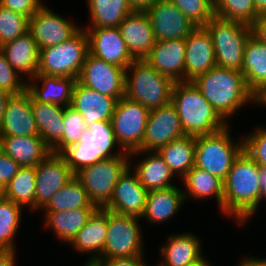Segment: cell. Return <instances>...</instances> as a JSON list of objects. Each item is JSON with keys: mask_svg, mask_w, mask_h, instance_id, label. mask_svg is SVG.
<instances>
[{"mask_svg": "<svg viewBox=\"0 0 266 266\" xmlns=\"http://www.w3.org/2000/svg\"><path fill=\"white\" fill-rule=\"evenodd\" d=\"M185 201L215 198L217 208L223 213L224 182L209 172L193 167L182 179Z\"/></svg>", "mask_w": 266, "mask_h": 266, "instance_id": "obj_32", "label": "cell"}, {"mask_svg": "<svg viewBox=\"0 0 266 266\" xmlns=\"http://www.w3.org/2000/svg\"><path fill=\"white\" fill-rule=\"evenodd\" d=\"M255 9L259 15L266 13V0H253Z\"/></svg>", "mask_w": 266, "mask_h": 266, "instance_id": "obj_54", "label": "cell"}, {"mask_svg": "<svg viewBox=\"0 0 266 266\" xmlns=\"http://www.w3.org/2000/svg\"><path fill=\"white\" fill-rule=\"evenodd\" d=\"M0 136H39L32 112L31 96L26 90L11 95L7 100L0 124Z\"/></svg>", "mask_w": 266, "mask_h": 266, "instance_id": "obj_20", "label": "cell"}, {"mask_svg": "<svg viewBox=\"0 0 266 266\" xmlns=\"http://www.w3.org/2000/svg\"><path fill=\"white\" fill-rule=\"evenodd\" d=\"M204 27L208 30L212 39L216 65L241 72L245 45L248 38L253 34L252 27L238 21L225 20L216 16Z\"/></svg>", "mask_w": 266, "mask_h": 266, "instance_id": "obj_8", "label": "cell"}, {"mask_svg": "<svg viewBox=\"0 0 266 266\" xmlns=\"http://www.w3.org/2000/svg\"><path fill=\"white\" fill-rule=\"evenodd\" d=\"M77 208H98L90 200L80 180L74 176L59 189L41 209L43 212L68 211Z\"/></svg>", "mask_w": 266, "mask_h": 266, "instance_id": "obj_38", "label": "cell"}, {"mask_svg": "<svg viewBox=\"0 0 266 266\" xmlns=\"http://www.w3.org/2000/svg\"><path fill=\"white\" fill-rule=\"evenodd\" d=\"M87 8L91 19L85 27H118L133 12L127 0H87Z\"/></svg>", "mask_w": 266, "mask_h": 266, "instance_id": "obj_36", "label": "cell"}, {"mask_svg": "<svg viewBox=\"0 0 266 266\" xmlns=\"http://www.w3.org/2000/svg\"><path fill=\"white\" fill-rule=\"evenodd\" d=\"M146 13L156 41L185 39L194 25L170 0H159Z\"/></svg>", "mask_w": 266, "mask_h": 266, "instance_id": "obj_16", "label": "cell"}, {"mask_svg": "<svg viewBox=\"0 0 266 266\" xmlns=\"http://www.w3.org/2000/svg\"><path fill=\"white\" fill-rule=\"evenodd\" d=\"M251 27L253 35L266 44V13L259 15Z\"/></svg>", "mask_w": 266, "mask_h": 266, "instance_id": "obj_49", "label": "cell"}, {"mask_svg": "<svg viewBox=\"0 0 266 266\" xmlns=\"http://www.w3.org/2000/svg\"><path fill=\"white\" fill-rule=\"evenodd\" d=\"M264 200H266V171H264Z\"/></svg>", "mask_w": 266, "mask_h": 266, "instance_id": "obj_58", "label": "cell"}, {"mask_svg": "<svg viewBox=\"0 0 266 266\" xmlns=\"http://www.w3.org/2000/svg\"><path fill=\"white\" fill-rule=\"evenodd\" d=\"M230 126L213 134L195 137L194 167L226 180L234 160L243 151V137L232 139Z\"/></svg>", "mask_w": 266, "mask_h": 266, "instance_id": "obj_6", "label": "cell"}, {"mask_svg": "<svg viewBox=\"0 0 266 266\" xmlns=\"http://www.w3.org/2000/svg\"><path fill=\"white\" fill-rule=\"evenodd\" d=\"M140 220V217L107 210V238L99 258L144 256L145 243Z\"/></svg>", "mask_w": 266, "mask_h": 266, "instance_id": "obj_9", "label": "cell"}, {"mask_svg": "<svg viewBox=\"0 0 266 266\" xmlns=\"http://www.w3.org/2000/svg\"><path fill=\"white\" fill-rule=\"evenodd\" d=\"M80 28L81 26L54 12L47 4L29 19V31L39 50L65 42Z\"/></svg>", "mask_w": 266, "mask_h": 266, "instance_id": "obj_13", "label": "cell"}, {"mask_svg": "<svg viewBox=\"0 0 266 266\" xmlns=\"http://www.w3.org/2000/svg\"><path fill=\"white\" fill-rule=\"evenodd\" d=\"M185 41V81H192L217 66L215 50L204 26H197Z\"/></svg>", "mask_w": 266, "mask_h": 266, "instance_id": "obj_19", "label": "cell"}, {"mask_svg": "<svg viewBox=\"0 0 266 266\" xmlns=\"http://www.w3.org/2000/svg\"><path fill=\"white\" fill-rule=\"evenodd\" d=\"M107 238V209L98 208L69 245L80 254H90L83 266L92 265L103 253Z\"/></svg>", "mask_w": 266, "mask_h": 266, "instance_id": "obj_26", "label": "cell"}, {"mask_svg": "<svg viewBox=\"0 0 266 266\" xmlns=\"http://www.w3.org/2000/svg\"><path fill=\"white\" fill-rule=\"evenodd\" d=\"M118 146V149L115 146ZM119 150V151H114ZM60 155L71 171L76 174L82 168L102 159L118 155H129L118 144L111 121H95L87 126L78 143L70 145Z\"/></svg>", "mask_w": 266, "mask_h": 266, "instance_id": "obj_4", "label": "cell"}, {"mask_svg": "<svg viewBox=\"0 0 266 266\" xmlns=\"http://www.w3.org/2000/svg\"><path fill=\"white\" fill-rule=\"evenodd\" d=\"M118 29L135 60L144 59L156 43L151 21L146 12L133 11L123 19Z\"/></svg>", "mask_w": 266, "mask_h": 266, "instance_id": "obj_22", "label": "cell"}, {"mask_svg": "<svg viewBox=\"0 0 266 266\" xmlns=\"http://www.w3.org/2000/svg\"><path fill=\"white\" fill-rule=\"evenodd\" d=\"M0 50L22 78L31 80L37 74L39 49L29 30L15 40L0 46Z\"/></svg>", "mask_w": 266, "mask_h": 266, "instance_id": "obj_28", "label": "cell"}, {"mask_svg": "<svg viewBox=\"0 0 266 266\" xmlns=\"http://www.w3.org/2000/svg\"><path fill=\"white\" fill-rule=\"evenodd\" d=\"M88 53V36L81 27L65 42L39 50L37 74L78 79Z\"/></svg>", "mask_w": 266, "mask_h": 266, "instance_id": "obj_7", "label": "cell"}, {"mask_svg": "<svg viewBox=\"0 0 266 266\" xmlns=\"http://www.w3.org/2000/svg\"><path fill=\"white\" fill-rule=\"evenodd\" d=\"M174 81L145 60H134L125 72V96L149 111L171 102Z\"/></svg>", "mask_w": 266, "mask_h": 266, "instance_id": "obj_5", "label": "cell"}, {"mask_svg": "<svg viewBox=\"0 0 266 266\" xmlns=\"http://www.w3.org/2000/svg\"><path fill=\"white\" fill-rule=\"evenodd\" d=\"M148 191L129 166L117 181L110 201L103 207L111 212L140 217L147 202Z\"/></svg>", "mask_w": 266, "mask_h": 266, "instance_id": "obj_17", "label": "cell"}, {"mask_svg": "<svg viewBox=\"0 0 266 266\" xmlns=\"http://www.w3.org/2000/svg\"><path fill=\"white\" fill-rule=\"evenodd\" d=\"M35 169V212H40L53 195L66 185L75 174L60 154H54L52 152Z\"/></svg>", "mask_w": 266, "mask_h": 266, "instance_id": "obj_15", "label": "cell"}, {"mask_svg": "<svg viewBox=\"0 0 266 266\" xmlns=\"http://www.w3.org/2000/svg\"><path fill=\"white\" fill-rule=\"evenodd\" d=\"M17 250H0V266H17L16 252Z\"/></svg>", "mask_w": 266, "mask_h": 266, "instance_id": "obj_51", "label": "cell"}, {"mask_svg": "<svg viewBox=\"0 0 266 266\" xmlns=\"http://www.w3.org/2000/svg\"><path fill=\"white\" fill-rule=\"evenodd\" d=\"M63 122V138L61 142L52 150L54 154H60L70 145L78 143L82 133L87 130V125L83 121V116L71 106L65 107Z\"/></svg>", "mask_w": 266, "mask_h": 266, "instance_id": "obj_42", "label": "cell"}, {"mask_svg": "<svg viewBox=\"0 0 266 266\" xmlns=\"http://www.w3.org/2000/svg\"><path fill=\"white\" fill-rule=\"evenodd\" d=\"M132 11L146 12L153 4L159 0H127Z\"/></svg>", "mask_w": 266, "mask_h": 266, "instance_id": "obj_50", "label": "cell"}, {"mask_svg": "<svg viewBox=\"0 0 266 266\" xmlns=\"http://www.w3.org/2000/svg\"><path fill=\"white\" fill-rule=\"evenodd\" d=\"M238 266H266V258L247 256L240 261Z\"/></svg>", "mask_w": 266, "mask_h": 266, "instance_id": "obj_52", "label": "cell"}, {"mask_svg": "<svg viewBox=\"0 0 266 266\" xmlns=\"http://www.w3.org/2000/svg\"><path fill=\"white\" fill-rule=\"evenodd\" d=\"M144 154L145 157H143ZM139 155L143 158L140 161L138 160V163L135 162L133 164V159L135 160ZM129 158H133L130 160L129 166L136 173L139 182L148 192L176 186L171 181L175 178V175L157 151L136 150L129 153Z\"/></svg>", "mask_w": 266, "mask_h": 266, "instance_id": "obj_24", "label": "cell"}, {"mask_svg": "<svg viewBox=\"0 0 266 266\" xmlns=\"http://www.w3.org/2000/svg\"><path fill=\"white\" fill-rule=\"evenodd\" d=\"M98 208H77L68 211L44 212L43 225L53 230L60 243H68Z\"/></svg>", "mask_w": 266, "mask_h": 266, "instance_id": "obj_34", "label": "cell"}, {"mask_svg": "<svg viewBox=\"0 0 266 266\" xmlns=\"http://www.w3.org/2000/svg\"><path fill=\"white\" fill-rule=\"evenodd\" d=\"M31 106L39 137L53 150L63 138L65 107L41 103L32 97Z\"/></svg>", "mask_w": 266, "mask_h": 266, "instance_id": "obj_31", "label": "cell"}, {"mask_svg": "<svg viewBox=\"0 0 266 266\" xmlns=\"http://www.w3.org/2000/svg\"><path fill=\"white\" fill-rule=\"evenodd\" d=\"M144 256L122 258H98L90 266H148Z\"/></svg>", "mask_w": 266, "mask_h": 266, "instance_id": "obj_48", "label": "cell"}, {"mask_svg": "<svg viewBox=\"0 0 266 266\" xmlns=\"http://www.w3.org/2000/svg\"><path fill=\"white\" fill-rule=\"evenodd\" d=\"M20 165L0 149V182L6 186L17 174Z\"/></svg>", "mask_w": 266, "mask_h": 266, "instance_id": "obj_47", "label": "cell"}, {"mask_svg": "<svg viewBox=\"0 0 266 266\" xmlns=\"http://www.w3.org/2000/svg\"><path fill=\"white\" fill-rule=\"evenodd\" d=\"M194 25L205 26L214 15V0H170Z\"/></svg>", "mask_w": 266, "mask_h": 266, "instance_id": "obj_43", "label": "cell"}, {"mask_svg": "<svg viewBox=\"0 0 266 266\" xmlns=\"http://www.w3.org/2000/svg\"><path fill=\"white\" fill-rule=\"evenodd\" d=\"M192 82L227 124L242 107L256 104L240 71L215 66Z\"/></svg>", "mask_w": 266, "mask_h": 266, "instance_id": "obj_2", "label": "cell"}, {"mask_svg": "<svg viewBox=\"0 0 266 266\" xmlns=\"http://www.w3.org/2000/svg\"><path fill=\"white\" fill-rule=\"evenodd\" d=\"M186 203L183 190L178 186L149 191L141 219L150 224H160L173 219Z\"/></svg>", "mask_w": 266, "mask_h": 266, "instance_id": "obj_29", "label": "cell"}, {"mask_svg": "<svg viewBox=\"0 0 266 266\" xmlns=\"http://www.w3.org/2000/svg\"><path fill=\"white\" fill-rule=\"evenodd\" d=\"M0 149L21 167H36L52 152L39 136H0Z\"/></svg>", "mask_w": 266, "mask_h": 266, "instance_id": "obj_30", "label": "cell"}, {"mask_svg": "<svg viewBox=\"0 0 266 266\" xmlns=\"http://www.w3.org/2000/svg\"><path fill=\"white\" fill-rule=\"evenodd\" d=\"M11 94L0 90V124L3 120V115L5 113V107L7 100L10 98Z\"/></svg>", "mask_w": 266, "mask_h": 266, "instance_id": "obj_53", "label": "cell"}, {"mask_svg": "<svg viewBox=\"0 0 266 266\" xmlns=\"http://www.w3.org/2000/svg\"><path fill=\"white\" fill-rule=\"evenodd\" d=\"M76 82L72 77L36 74L26 81V91L35 101L66 107L71 106Z\"/></svg>", "mask_w": 266, "mask_h": 266, "instance_id": "obj_25", "label": "cell"}, {"mask_svg": "<svg viewBox=\"0 0 266 266\" xmlns=\"http://www.w3.org/2000/svg\"><path fill=\"white\" fill-rule=\"evenodd\" d=\"M264 201V170L244 151L234 160L224 181L223 215L246 225Z\"/></svg>", "mask_w": 266, "mask_h": 266, "instance_id": "obj_1", "label": "cell"}, {"mask_svg": "<svg viewBox=\"0 0 266 266\" xmlns=\"http://www.w3.org/2000/svg\"><path fill=\"white\" fill-rule=\"evenodd\" d=\"M201 244L199 236L193 232L173 233L161 244L162 260L156 266H190L200 262L205 257Z\"/></svg>", "mask_w": 266, "mask_h": 266, "instance_id": "obj_23", "label": "cell"}, {"mask_svg": "<svg viewBox=\"0 0 266 266\" xmlns=\"http://www.w3.org/2000/svg\"><path fill=\"white\" fill-rule=\"evenodd\" d=\"M26 80L12 68L0 50V90L11 95L23 93L26 90Z\"/></svg>", "mask_w": 266, "mask_h": 266, "instance_id": "obj_45", "label": "cell"}, {"mask_svg": "<svg viewBox=\"0 0 266 266\" xmlns=\"http://www.w3.org/2000/svg\"><path fill=\"white\" fill-rule=\"evenodd\" d=\"M23 208L11 200L0 199V250H17L14 238L22 223Z\"/></svg>", "mask_w": 266, "mask_h": 266, "instance_id": "obj_39", "label": "cell"}, {"mask_svg": "<svg viewBox=\"0 0 266 266\" xmlns=\"http://www.w3.org/2000/svg\"><path fill=\"white\" fill-rule=\"evenodd\" d=\"M256 105L266 107V88L256 96Z\"/></svg>", "mask_w": 266, "mask_h": 266, "instance_id": "obj_55", "label": "cell"}, {"mask_svg": "<svg viewBox=\"0 0 266 266\" xmlns=\"http://www.w3.org/2000/svg\"><path fill=\"white\" fill-rule=\"evenodd\" d=\"M243 151L264 171H266V125L258 126L243 135Z\"/></svg>", "mask_w": 266, "mask_h": 266, "instance_id": "obj_44", "label": "cell"}, {"mask_svg": "<svg viewBox=\"0 0 266 266\" xmlns=\"http://www.w3.org/2000/svg\"><path fill=\"white\" fill-rule=\"evenodd\" d=\"M126 69L88 53L77 81L101 94L116 98L125 96Z\"/></svg>", "mask_w": 266, "mask_h": 266, "instance_id": "obj_12", "label": "cell"}, {"mask_svg": "<svg viewBox=\"0 0 266 266\" xmlns=\"http://www.w3.org/2000/svg\"><path fill=\"white\" fill-rule=\"evenodd\" d=\"M36 169L20 167L17 174L5 186L3 198L13 201L35 213ZM34 211V212H33Z\"/></svg>", "mask_w": 266, "mask_h": 266, "instance_id": "obj_37", "label": "cell"}, {"mask_svg": "<svg viewBox=\"0 0 266 266\" xmlns=\"http://www.w3.org/2000/svg\"><path fill=\"white\" fill-rule=\"evenodd\" d=\"M117 101L116 98L87 88L77 81L71 107L83 116V121L88 126L95 121H111Z\"/></svg>", "mask_w": 266, "mask_h": 266, "instance_id": "obj_27", "label": "cell"}, {"mask_svg": "<svg viewBox=\"0 0 266 266\" xmlns=\"http://www.w3.org/2000/svg\"><path fill=\"white\" fill-rule=\"evenodd\" d=\"M129 164V155H118L84 167L75 176L94 205L103 208L110 201L117 181Z\"/></svg>", "mask_w": 266, "mask_h": 266, "instance_id": "obj_10", "label": "cell"}, {"mask_svg": "<svg viewBox=\"0 0 266 266\" xmlns=\"http://www.w3.org/2000/svg\"><path fill=\"white\" fill-rule=\"evenodd\" d=\"M149 110L123 96L117 101L111 124L119 146L128 153L141 148Z\"/></svg>", "mask_w": 266, "mask_h": 266, "instance_id": "obj_11", "label": "cell"}, {"mask_svg": "<svg viewBox=\"0 0 266 266\" xmlns=\"http://www.w3.org/2000/svg\"><path fill=\"white\" fill-rule=\"evenodd\" d=\"M171 172L180 180L194 167L195 136L184 135L158 151Z\"/></svg>", "mask_w": 266, "mask_h": 266, "instance_id": "obj_35", "label": "cell"}, {"mask_svg": "<svg viewBox=\"0 0 266 266\" xmlns=\"http://www.w3.org/2000/svg\"><path fill=\"white\" fill-rule=\"evenodd\" d=\"M186 135L182 129L178 112L170 102L151 110L147 119L141 151H158L175 139Z\"/></svg>", "mask_w": 266, "mask_h": 266, "instance_id": "obj_14", "label": "cell"}, {"mask_svg": "<svg viewBox=\"0 0 266 266\" xmlns=\"http://www.w3.org/2000/svg\"><path fill=\"white\" fill-rule=\"evenodd\" d=\"M185 39L156 41L152 50L143 59L174 82L185 81Z\"/></svg>", "mask_w": 266, "mask_h": 266, "instance_id": "obj_21", "label": "cell"}, {"mask_svg": "<svg viewBox=\"0 0 266 266\" xmlns=\"http://www.w3.org/2000/svg\"><path fill=\"white\" fill-rule=\"evenodd\" d=\"M81 27L87 33L90 54L125 69L135 60L129 53L118 27Z\"/></svg>", "mask_w": 266, "mask_h": 266, "instance_id": "obj_18", "label": "cell"}, {"mask_svg": "<svg viewBox=\"0 0 266 266\" xmlns=\"http://www.w3.org/2000/svg\"><path fill=\"white\" fill-rule=\"evenodd\" d=\"M29 30V19L0 5V46Z\"/></svg>", "mask_w": 266, "mask_h": 266, "instance_id": "obj_41", "label": "cell"}, {"mask_svg": "<svg viewBox=\"0 0 266 266\" xmlns=\"http://www.w3.org/2000/svg\"><path fill=\"white\" fill-rule=\"evenodd\" d=\"M171 103L186 135L201 136L223 130L227 124L192 81L175 82Z\"/></svg>", "mask_w": 266, "mask_h": 266, "instance_id": "obj_3", "label": "cell"}, {"mask_svg": "<svg viewBox=\"0 0 266 266\" xmlns=\"http://www.w3.org/2000/svg\"><path fill=\"white\" fill-rule=\"evenodd\" d=\"M5 186L0 182V197L3 198Z\"/></svg>", "mask_w": 266, "mask_h": 266, "instance_id": "obj_57", "label": "cell"}, {"mask_svg": "<svg viewBox=\"0 0 266 266\" xmlns=\"http://www.w3.org/2000/svg\"><path fill=\"white\" fill-rule=\"evenodd\" d=\"M190 266H211V263L209 262V260H207L205 257L200 261L197 262L195 264H192Z\"/></svg>", "mask_w": 266, "mask_h": 266, "instance_id": "obj_56", "label": "cell"}, {"mask_svg": "<svg viewBox=\"0 0 266 266\" xmlns=\"http://www.w3.org/2000/svg\"><path fill=\"white\" fill-rule=\"evenodd\" d=\"M214 15L252 26L258 18L253 0H214Z\"/></svg>", "mask_w": 266, "mask_h": 266, "instance_id": "obj_40", "label": "cell"}, {"mask_svg": "<svg viewBox=\"0 0 266 266\" xmlns=\"http://www.w3.org/2000/svg\"><path fill=\"white\" fill-rule=\"evenodd\" d=\"M241 73L255 96L266 88V44L253 34L245 45Z\"/></svg>", "mask_w": 266, "mask_h": 266, "instance_id": "obj_33", "label": "cell"}, {"mask_svg": "<svg viewBox=\"0 0 266 266\" xmlns=\"http://www.w3.org/2000/svg\"><path fill=\"white\" fill-rule=\"evenodd\" d=\"M43 0H0V5L30 19L43 5Z\"/></svg>", "mask_w": 266, "mask_h": 266, "instance_id": "obj_46", "label": "cell"}]
</instances>
